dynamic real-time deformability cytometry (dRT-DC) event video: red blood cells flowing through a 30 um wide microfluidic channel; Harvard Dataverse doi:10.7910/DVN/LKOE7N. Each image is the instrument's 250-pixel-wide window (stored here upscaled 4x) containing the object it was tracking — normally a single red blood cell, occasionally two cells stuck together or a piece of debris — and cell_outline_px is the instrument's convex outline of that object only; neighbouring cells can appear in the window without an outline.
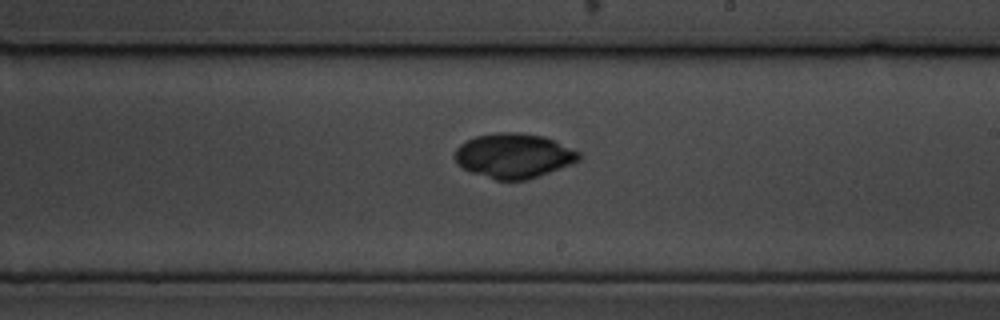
{"species": "common noctule bat (a hibernating species)", "species_latin": "Nyctalus noctula", "temperature_condition": "cold", "stored_images_in_passage": 40, "camera_frame_rate_fps": 3000, "um_per_image_px": 0.085, "animal": {"sex": "male", "body_mass_g": 19.5, "forearm_length_mm": 54.6}, "frame": {"image": 1, "passage_image": 21, "time_ms": 6.667, "image_size_px": [1000, 320], "cell_outline_px": [[580, 160], [560, 168], [528, 180], [496, 180], [472, 172], [456, 164], [456, 148], [460, 144], [476, 136], [496, 132], [520, 132], [544, 136], [580, 152]], "centroid_in_image_um": [43.67, 13.23], "position_along_channel_um": 245.3, "area_um2": 32.14}}
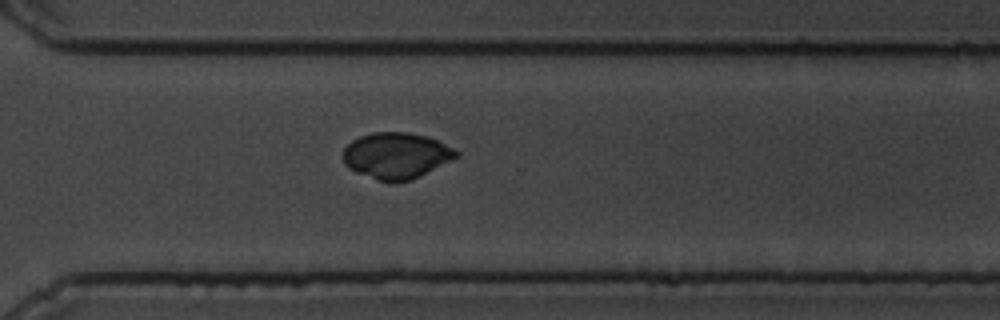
{"frame": {"image": 2, "passage_image": 29, "time_ms": 9.333, "image_size_px": [1000, 320], "cell_outline_px": [[460, 156], [420, 176], [408, 180], [376, 180], [356, 172], [348, 168], [344, 164], [344, 148], [352, 140], [360, 136], [372, 132], [408, 132], [428, 136], [440, 140], [460, 152]], "centroid_in_image_um": [33.71, 13.19], "position_along_channel_um": 336.9, "area_um2": 30.4}}
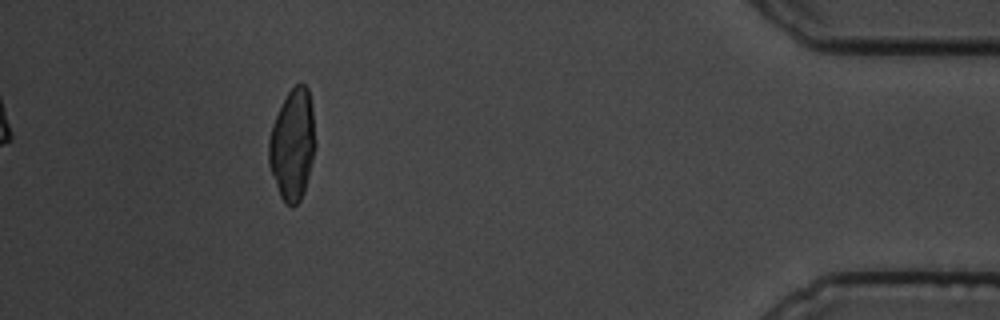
{"frame": {"image": 3, "passage_image": 40, "time_ms": 13.0, "image_size_px": [1000, 320], "cell_outline_px": [[316, 144], [304, 192], [300, 200], [292, 208], [284, 204], [280, 196], [268, 164], [268, 140], [272, 124], [288, 92], [300, 80], [308, 88], [312, 104]], "centroid_in_image_um": [24.86, 12.29], "position_along_channel_um": 410.3, "area_um2": 30.35}}